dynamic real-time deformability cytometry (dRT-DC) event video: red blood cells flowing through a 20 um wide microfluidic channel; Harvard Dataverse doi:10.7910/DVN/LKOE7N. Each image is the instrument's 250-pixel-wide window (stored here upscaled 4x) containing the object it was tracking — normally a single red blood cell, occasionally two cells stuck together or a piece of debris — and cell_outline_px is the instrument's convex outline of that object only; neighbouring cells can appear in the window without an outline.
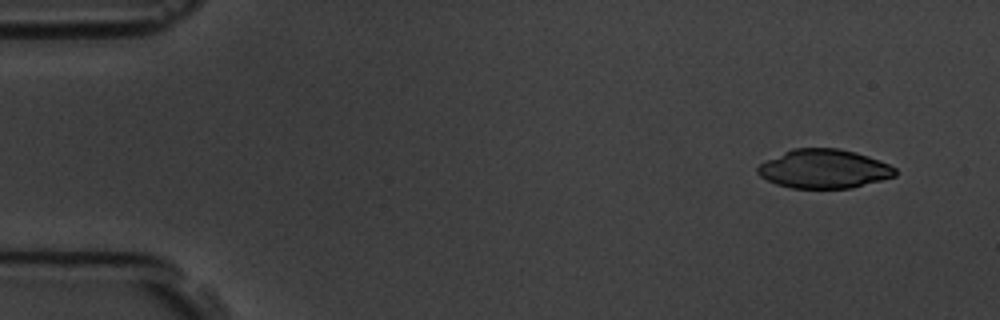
{"species": "common noctule bat (a hibernating species)", "species_latin": "Nyctalus noctula", "temperature_condition": "room temperature", "stored_images_in_passage": 4, "camera_frame_rate_fps": 3000, "um_per_image_px": 0.085, "animal": {"sex": "male", "body_mass_g": 19.5, "forearm_length_mm": 54.6}, "frame": {"image": 1, "passage_image": 1, "time_ms": 0.0, "image_size_px": [1000, 320], "cell_outline_px": [[896, 176], [852, 188], [792, 188], [776, 184], [760, 176], [756, 172], [756, 168], [760, 164], [792, 148], [840, 148], [856, 152], [880, 160], [896, 168]], "centroid_in_image_um": [70.05, 14.35], "position_along_channel_um": 14.9, "area_um2": 31.15}}